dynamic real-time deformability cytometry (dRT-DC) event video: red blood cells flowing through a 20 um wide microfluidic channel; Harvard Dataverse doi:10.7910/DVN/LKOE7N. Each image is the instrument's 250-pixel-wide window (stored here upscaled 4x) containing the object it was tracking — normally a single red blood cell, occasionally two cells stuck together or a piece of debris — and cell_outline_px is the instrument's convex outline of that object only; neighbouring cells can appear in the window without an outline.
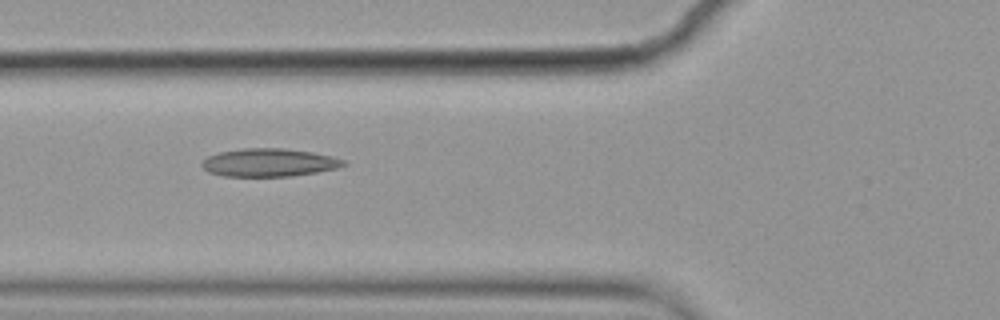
{"species": "common noctule bat (a hibernating species)", "species_latin": "Nyctalus noctula", "temperature_condition": "cold", "stored_images_in_passage": 7, "camera_frame_rate_fps": 3000, "um_per_image_px": 0.085, "animal": {"sex": "female", "body_mass_g": 19.9}, "frame": {"image": 1, "passage_image": 7, "time_ms": 2.0, "image_size_px": [1000, 320], "cell_outline_px": [[348, 164], [336, 168], [316, 172], [292, 176], [220, 176], [208, 172], [200, 164], [208, 156], [220, 152], [244, 148], [284, 148], [312, 152], [332, 156], [344, 160]], "centroid_in_image_um": [22.86, 13.82], "position_along_channel_um": 102.9, "area_um2": 23.12}}